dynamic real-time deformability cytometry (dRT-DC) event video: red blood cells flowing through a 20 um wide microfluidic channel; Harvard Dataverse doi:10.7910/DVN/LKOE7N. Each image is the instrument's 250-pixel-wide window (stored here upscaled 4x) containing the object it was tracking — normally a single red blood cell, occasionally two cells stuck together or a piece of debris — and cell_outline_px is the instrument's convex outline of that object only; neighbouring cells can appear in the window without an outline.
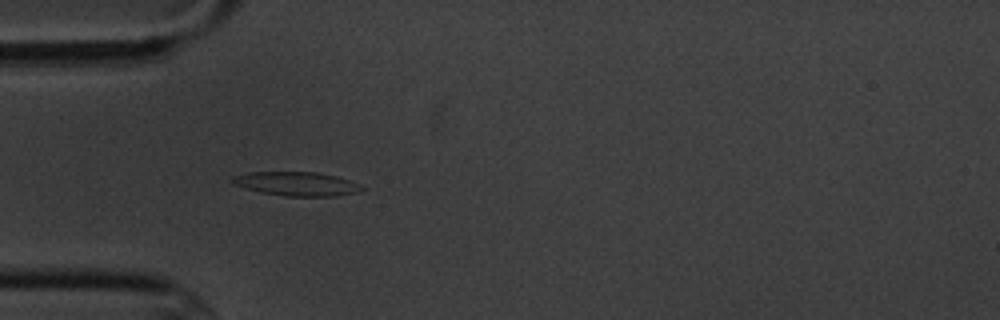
{"species": "common noctule bat (a hibernating species)", "species_latin": "Nyctalus noctula", "temperature_condition": "cold", "stored_images_in_passage": 7, "camera_frame_rate_fps": 3000, "um_per_image_px": 0.085, "animal": {"sex": "male", "body_mass_g": 20.1, "forearm_length_mm": 53.5}, "frame": {"image": 1, "passage_image": 5, "time_ms": 4.667, "image_size_px": [1000, 320], "cell_outline_px": [[364, 188], [356, 192], [336, 196], [284, 196], [260, 192], [232, 184], [232, 176], [248, 172], [316, 172], [336, 176], [360, 184]], "centroid_in_image_um": [25.18, 15.62], "position_along_channel_um": 59.8, "area_um2": 17.98}}
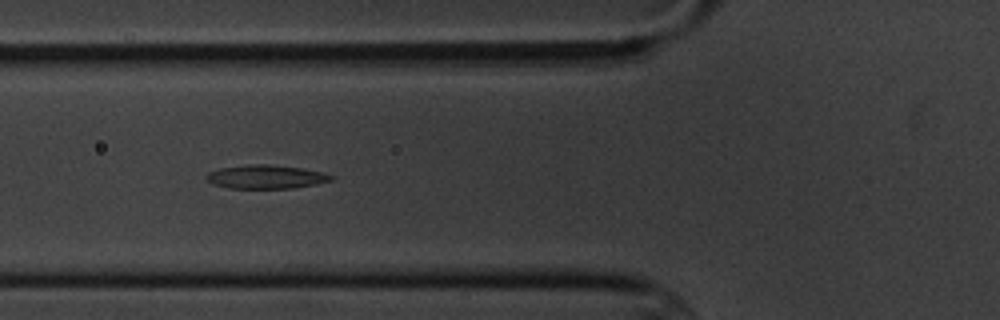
{"frame": {"image": 2, "passage_image": 6, "time_ms": 6.0, "image_size_px": [1000, 320], "cell_outline_px": [[332, 180], [316, 184], [292, 188], [228, 188], [212, 184], [204, 180], [204, 176], [208, 172], [220, 168], [244, 164], [268, 164], [300, 168], [320, 172], [332, 176]], "centroid_in_image_um": [22.49, 15.03], "position_along_channel_um": 103.3, "area_um2": 17.22}}
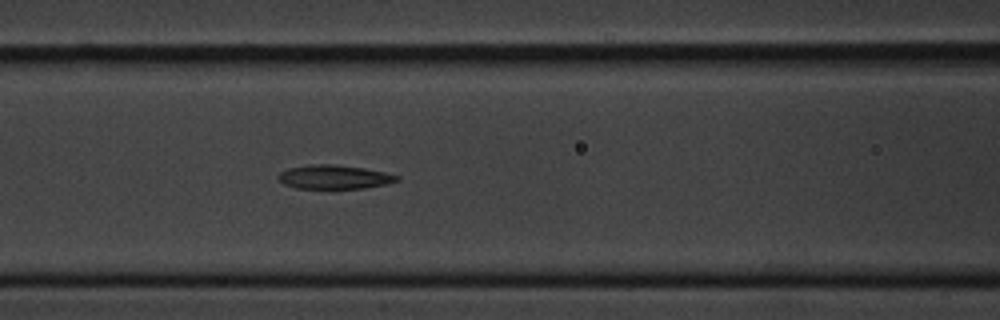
{"frame": {"image": 3, "passage_image": 7, "time_ms": 7.0, "image_size_px": [1000, 320], "cell_outline_px": [[400, 180], [384, 184], [364, 188], [332, 192], [296, 188], [284, 184], [276, 176], [280, 172], [288, 168], [312, 164], [332, 164], [364, 168], [384, 172], [400, 176]], "centroid_in_image_um": [28.38, 15.1], "position_along_channel_um": 138.2, "area_um2": 17.4}}